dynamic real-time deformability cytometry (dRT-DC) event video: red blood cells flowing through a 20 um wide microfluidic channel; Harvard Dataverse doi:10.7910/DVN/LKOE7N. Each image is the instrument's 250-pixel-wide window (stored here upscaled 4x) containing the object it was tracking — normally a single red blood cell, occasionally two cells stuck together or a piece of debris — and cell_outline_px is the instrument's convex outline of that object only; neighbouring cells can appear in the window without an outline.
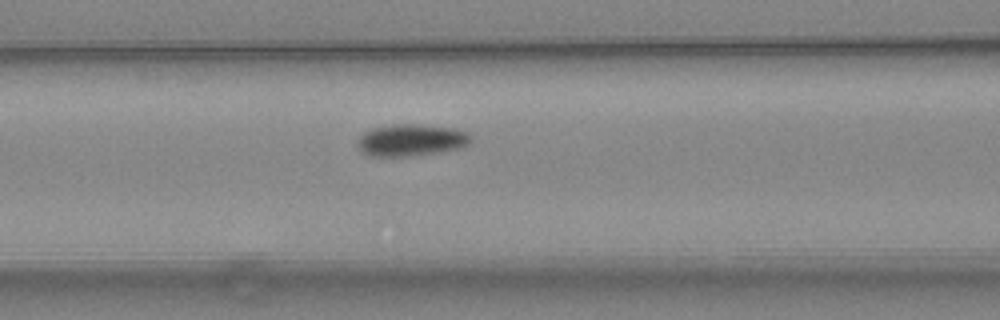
{"species": "common noctule bat (a hibernating species)", "species_latin": "Nyctalus noctula", "temperature_condition": "warm", "stored_images_in_passage": 5, "camera_frame_rate_fps": 3000, "um_per_image_px": 0.085, "animal": {"sex": "female", "body_mass_g": 24.6, "forearm_length_mm": 56.2}, "frame": {"image": 1, "passage_image": 5, "time_ms": 1.333, "image_size_px": [1000, 320], "cell_outline_px": [[472, 140], [468, 144], [460, 148], [440, 152], [404, 156], [372, 156], [364, 152], [360, 148], [360, 136], [364, 132], [372, 128], [392, 124], [420, 124], [456, 128], [468, 132], [472, 136]], "centroid_in_image_um": [35.03, 11.89], "position_along_channel_um": 131.6, "area_um2": 20.98}}